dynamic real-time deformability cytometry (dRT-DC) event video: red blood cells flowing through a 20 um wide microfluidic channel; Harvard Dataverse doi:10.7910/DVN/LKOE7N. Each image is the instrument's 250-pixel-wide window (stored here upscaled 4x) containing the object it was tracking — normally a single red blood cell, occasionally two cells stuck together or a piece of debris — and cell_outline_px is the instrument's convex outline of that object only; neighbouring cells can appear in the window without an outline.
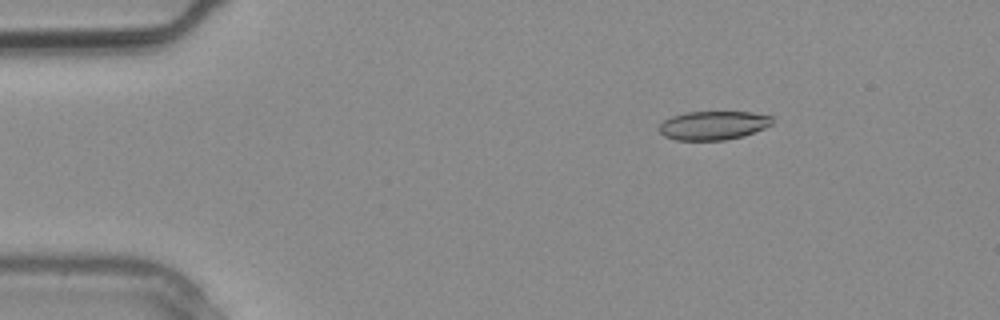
{"species": "common noctule bat (a hibernating species)", "species_latin": "Nyctalus noctula", "temperature_condition": "warm", "stored_images_in_passage": 4, "camera_frame_rate_fps": 3000, "um_per_image_px": 0.085, "animal": {"sex": "male", "body_mass_g": 20.4}, "frame": {"image": 1, "passage_image": 4, "time_ms": 1.0, "image_size_px": [1000, 320], "cell_outline_px": [[772, 124], [764, 128], [744, 136], [724, 140], [676, 140], [664, 136], [656, 128], [664, 120], [672, 116], [688, 112], [752, 112], [772, 116]], "centroid_in_image_um": [60.61, 10.66], "position_along_channel_um": 24.4, "area_um2": 19.02}}